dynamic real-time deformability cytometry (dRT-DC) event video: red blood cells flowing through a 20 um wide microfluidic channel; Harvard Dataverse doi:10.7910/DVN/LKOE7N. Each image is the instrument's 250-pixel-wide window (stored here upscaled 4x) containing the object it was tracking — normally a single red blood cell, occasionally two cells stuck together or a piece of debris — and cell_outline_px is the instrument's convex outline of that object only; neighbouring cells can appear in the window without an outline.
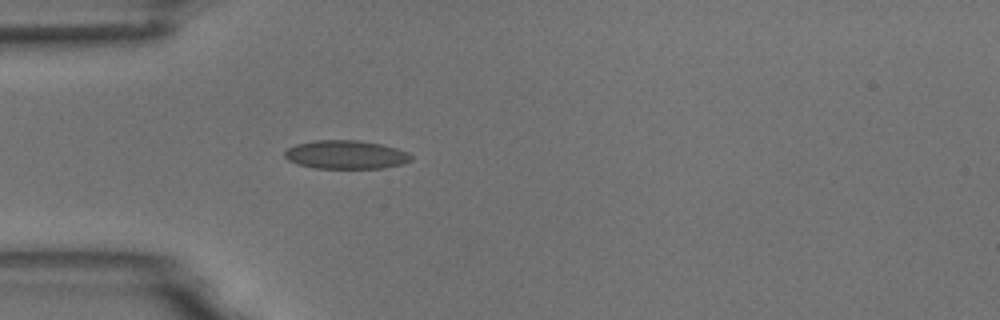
{"species": "common noctule bat (a hibernating species)", "species_latin": "Nyctalus noctula", "temperature_condition": "room temperature", "stored_images_in_passage": 1, "camera_frame_rate_fps": 3000, "um_per_image_px": 0.085, "animal": {"sex": "male", "body_mass_g": 18.8}, "frame": {"image": 1, "passage_image": 1, "time_ms": 0.0, "image_size_px": [1000, 320], "cell_outline_px": [[412, 160], [400, 164], [384, 168], [316, 168], [300, 164], [288, 160], [284, 156], [284, 152], [288, 148], [296, 144], [316, 140], [356, 140], [380, 144], [396, 148], [408, 152], [412, 156]], "centroid_in_image_um": [29.4, 13.14], "position_along_channel_um": 55.6, "area_um2": 20.87}}